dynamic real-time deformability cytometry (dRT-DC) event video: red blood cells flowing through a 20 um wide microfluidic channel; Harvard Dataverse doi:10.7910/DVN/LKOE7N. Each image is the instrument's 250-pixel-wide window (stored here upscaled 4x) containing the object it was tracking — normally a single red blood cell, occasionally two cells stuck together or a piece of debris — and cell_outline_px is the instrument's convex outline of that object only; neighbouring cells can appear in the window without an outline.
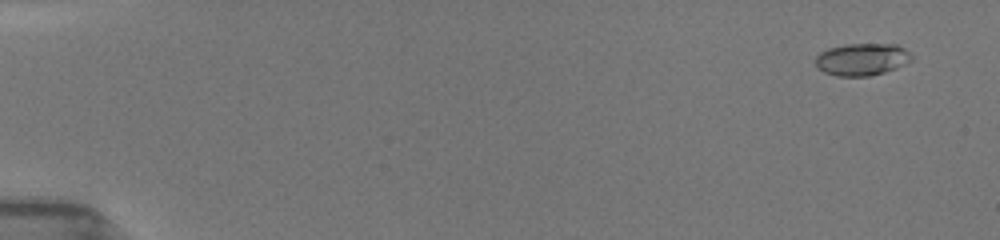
{"species": "common noctule bat (a hibernating species)", "species_latin": "Nyctalus noctula", "temperature_condition": "room temperature", "stored_images_in_passage": 32, "camera_frame_rate_fps": 3000, "um_per_image_px": 0.085, "animal": {"sex": "female", "body_mass_g": 19.5, "forearm_length_mm": 54.1}, "frame": {"image": 1, "passage_image": 5, "time_ms": 0.667, "image_size_px": [1000, 240], "cell_outline_px": [[912, 60], [896, 68], [884, 72], [868, 76], [836, 76], [824, 72], [816, 68], [816, 56], [820, 52], [828, 48], [844, 44], [896, 44], [904, 48], [912, 56]], "centroid_in_image_um": [73.24, 5.04], "position_along_channel_um": 11.8, "area_um2": 18.09}}
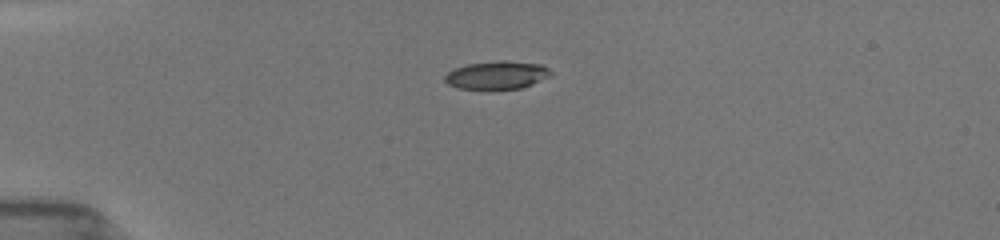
{"frame": {"image": 2, "passage_image": 24, "time_ms": 4.333, "image_size_px": [1000, 240], "cell_outline_px": [[552, 76], [532, 84], [520, 88], [488, 92], [456, 88], [448, 84], [444, 80], [444, 76], [452, 68], [468, 64], [496, 60], [504, 60], [540, 64], [548, 68], [552, 72]], "centroid_in_image_um": [42.19, 6.42], "position_along_channel_um": 42.8, "area_um2": 18.21}}